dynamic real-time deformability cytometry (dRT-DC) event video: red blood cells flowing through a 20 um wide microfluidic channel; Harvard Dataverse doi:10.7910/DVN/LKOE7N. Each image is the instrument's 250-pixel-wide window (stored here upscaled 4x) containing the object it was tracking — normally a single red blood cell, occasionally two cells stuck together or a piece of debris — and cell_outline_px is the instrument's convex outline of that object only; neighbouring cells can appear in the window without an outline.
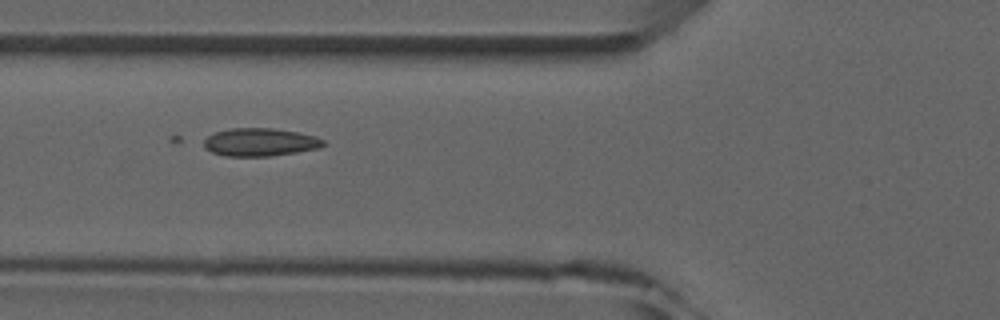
{"species": "common noctule bat (a hibernating species)", "species_latin": "Nyctalus noctula", "temperature_condition": "room temperature", "stored_images_in_passage": 2, "camera_frame_rate_fps": 3000, "um_per_image_px": 0.085, "animal": {"sex": "male", "forearm_length_mm": 52.5}, "frame": {"image": 1, "passage_image": 2, "time_ms": 1.0, "image_size_px": [1000, 320], "cell_outline_px": [[328, 144], [320, 148], [296, 152], [268, 156], [224, 156], [212, 152], [204, 148], [204, 140], [208, 136], [216, 132], [232, 128], [272, 128], [296, 132], [316, 136], [324, 140]], "centroid_in_image_um": [22.13, 12.09], "position_along_channel_um": 103.7, "area_um2": 19.48}}